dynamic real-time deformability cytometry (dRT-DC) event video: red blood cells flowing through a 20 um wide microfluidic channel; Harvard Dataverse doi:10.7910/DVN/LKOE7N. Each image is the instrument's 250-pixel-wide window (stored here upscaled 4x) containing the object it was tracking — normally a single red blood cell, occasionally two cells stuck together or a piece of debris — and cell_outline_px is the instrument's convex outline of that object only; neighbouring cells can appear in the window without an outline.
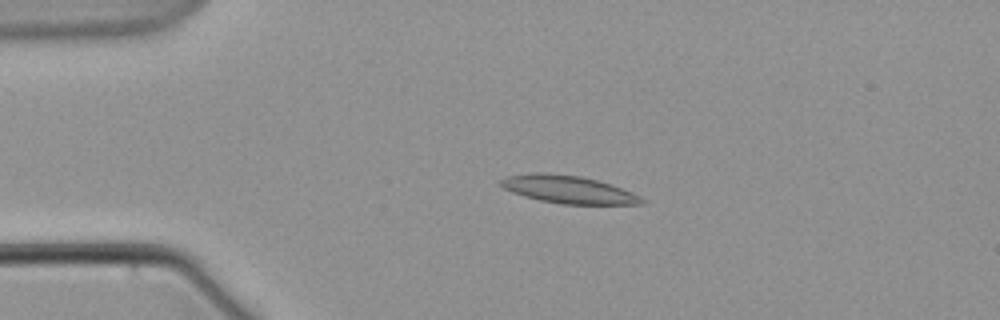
{"species": "common noctule bat (a hibernating species)", "species_latin": "Nyctalus noctula", "temperature_condition": "warm", "stored_images_in_passage": 5, "camera_frame_rate_fps": 3000, "um_per_image_px": 0.085, "animal": {"sex": "male", "body_mass_g": 21.5, "forearm_length_mm": 52.0}, "frame": {"image": 1, "passage_image": 3, "time_ms": 2.333, "image_size_px": [1000, 320], "cell_outline_px": [[648, 200], [644, 204], [560, 204], [540, 200], [524, 196], [512, 192], [496, 184], [500, 180], [508, 176], [536, 172], [580, 176], [596, 180], [632, 192]], "centroid_in_image_um": [48.29, 16.11], "position_along_channel_um": 36.7, "area_um2": 22.6}}
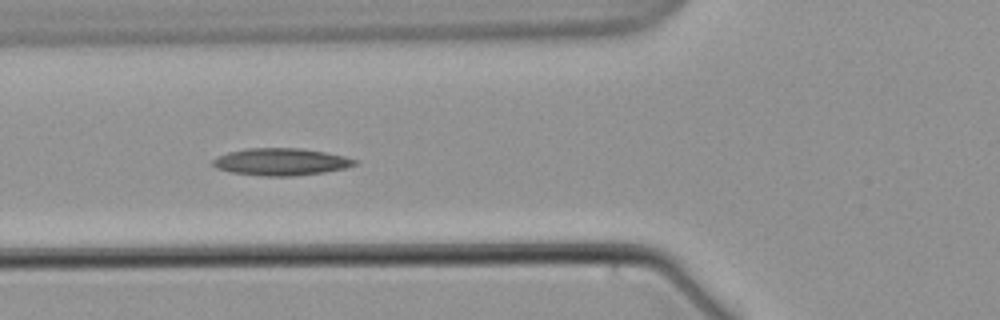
{"frame": {"image": 2, "passage_image": 5, "time_ms": 5.667, "image_size_px": [1000, 320], "cell_outline_px": [[360, 160], [356, 164], [344, 168], [324, 172], [292, 176], [264, 176], [232, 172], [216, 168], [212, 164], [212, 160], [228, 152], [248, 148], [300, 148], [324, 152], [344, 156]], "centroid_in_image_um": [23.9, 13.75], "position_along_channel_um": 101.9, "area_um2": 22.31}}